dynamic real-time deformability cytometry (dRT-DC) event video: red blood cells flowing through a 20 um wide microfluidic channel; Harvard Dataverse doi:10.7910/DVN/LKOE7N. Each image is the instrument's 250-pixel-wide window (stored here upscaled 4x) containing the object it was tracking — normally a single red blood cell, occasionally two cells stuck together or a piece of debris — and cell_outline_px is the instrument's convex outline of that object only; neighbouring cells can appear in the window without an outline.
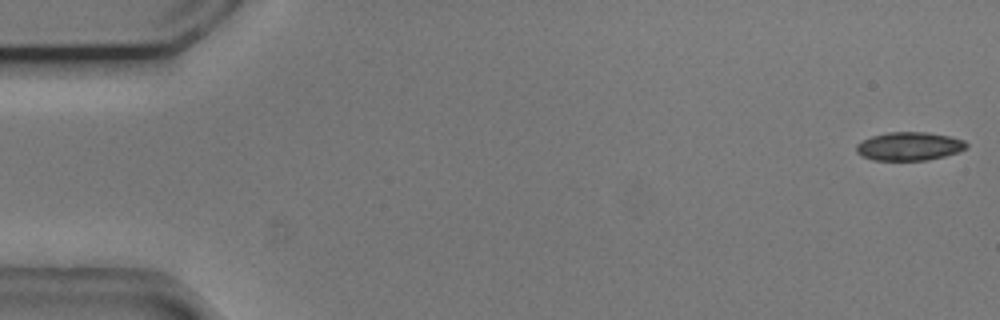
{"species": "common noctule bat (a hibernating species)", "species_latin": "Nyctalus noctula", "temperature_condition": "cold", "stored_images_in_passage": 14, "camera_frame_rate_fps": 3000, "um_per_image_px": 0.085, "animal": {"sex": "male", "body_mass_g": 20.5, "forearm_length_mm": 52.5}, "frame": {"image": 1, "passage_image": 1, "time_ms": 0.0, "image_size_px": [1000, 320], "cell_outline_px": [[968, 148], [960, 152], [928, 160], [872, 160], [860, 156], [856, 152], [856, 144], [872, 136], [888, 132], [928, 132], [952, 136], [964, 140], [968, 144]], "centroid_in_image_um": [77.32, 12.43], "position_along_channel_um": 7.7, "area_um2": 18.5}}
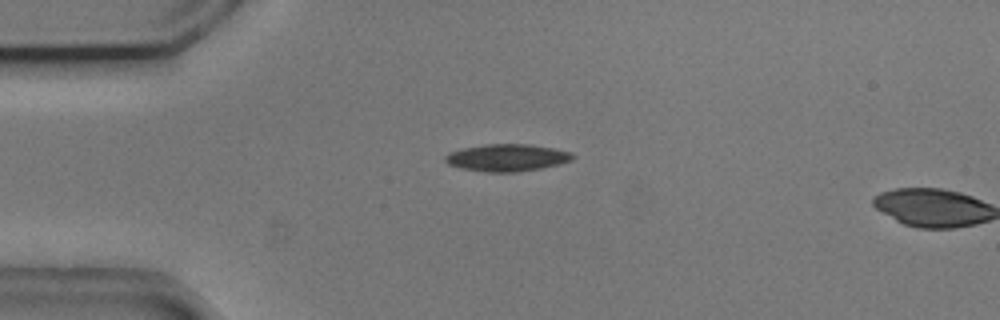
{"frame": {"image": 2, "passage_image": 13, "time_ms": 4.0, "image_size_px": [1000, 320], "cell_outline_px": [[576, 156], [572, 160], [560, 164], [540, 168], [516, 172], [488, 172], [464, 168], [448, 164], [444, 160], [444, 156], [448, 152], [460, 148], [484, 144], [528, 144], [552, 148], [572, 152]], "centroid_in_image_um": [43.09, 13.39], "position_along_channel_um": 41.9, "area_um2": 20.23}}